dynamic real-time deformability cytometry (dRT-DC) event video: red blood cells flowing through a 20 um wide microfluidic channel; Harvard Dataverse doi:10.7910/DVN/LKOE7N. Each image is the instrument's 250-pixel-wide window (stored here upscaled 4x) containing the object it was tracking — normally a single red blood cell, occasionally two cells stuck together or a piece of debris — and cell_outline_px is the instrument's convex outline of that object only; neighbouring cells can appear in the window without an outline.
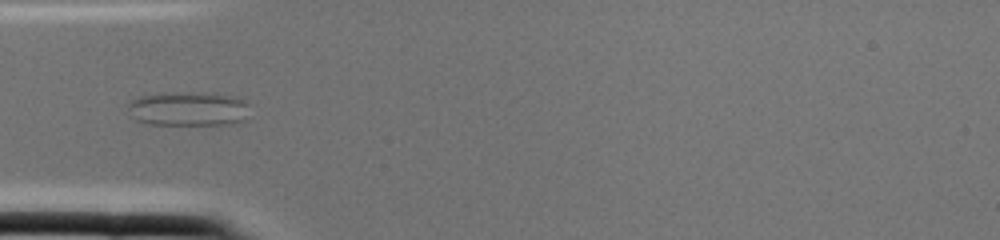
{"species": "common noctule bat (a hibernating species)", "species_latin": "Nyctalus noctula", "temperature_condition": "cold", "stored_images_in_passage": 2, "camera_frame_rate_fps": 3000, "um_per_image_px": 0.085, "animal": {"sex": "female", "body_mass_g": 22.0, "forearm_length_mm": 56.7}, "frame": {"image": 1, "passage_image": 2, "time_ms": 0.333, "image_size_px": [1000, 240], "cell_outline_px": [[248, 104], [244, 120], [236, 124], [148, 124], [136, 120], [132, 116], [128, 104], [132, 100], [140, 96], [204, 92], [236, 96], [244, 100]], "centroid_in_image_um": [16.06, 9.26], "position_along_channel_um": 68.9, "area_um2": 23.87}}